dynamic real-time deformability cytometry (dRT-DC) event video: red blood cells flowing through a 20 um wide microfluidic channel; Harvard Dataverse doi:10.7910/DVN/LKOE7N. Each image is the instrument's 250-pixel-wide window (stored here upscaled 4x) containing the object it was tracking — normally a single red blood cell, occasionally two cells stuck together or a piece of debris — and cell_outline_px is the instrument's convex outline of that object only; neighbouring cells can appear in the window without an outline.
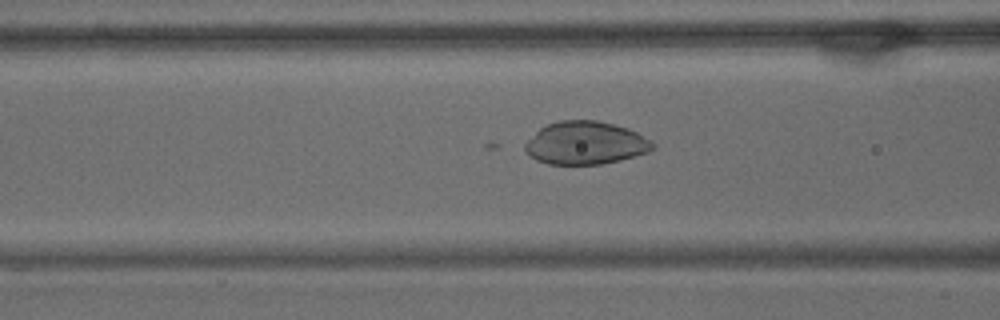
{"species": "common noctule bat (a hibernating species)", "species_latin": "Nyctalus noctula", "temperature_condition": "warm", "stored_images_in_passage": 57, "camera_frame_rate_fps": 3000, "um_per_image_px": 0.085, "animal": {"sex": "male", "body_mass_g": 15.6}, "frame": {"image": 1, "passage_image": 22, "time_ms": 7.0, "image_size_px": [1000, 320], "cell_outline_px": [[656, 148], [648, 152], [620, 160], [600, 164], [548, 164], [536, 160], [524, 148], [524, 144], [540, 128], [548, 124], [560, 120], [596, 120], [628, 128], [652, 140], [656, 144]], "centroid_in_image_um": [49.8, 12.15], "position_along_channel_um": 116.8, "area_um2": 31.85}}
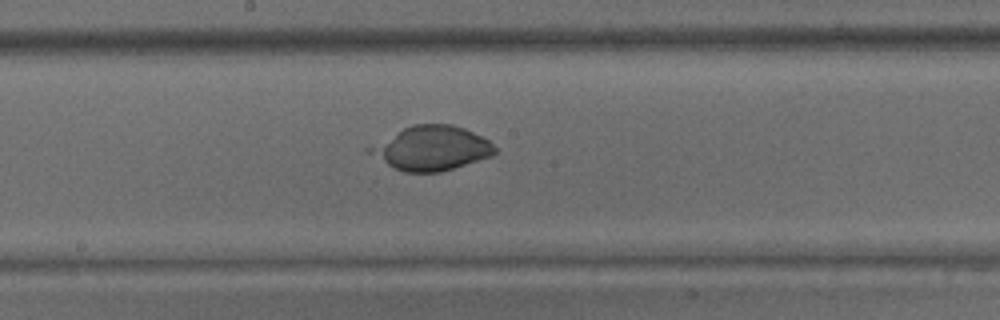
{"frame": {"image": 2, "passage_image": 30, "time_ms": 9.667, "image_size_px": [1000, 320], "cell_outline_px": [[496, 152], [492, 156], [440, 172], [404, 172], [364, 152], [364, 148], [412, 124], [452, 124], [464, 128], [488, 140], [496, 148]], "centroid_in_image_um": [36.63, 12.59], "position_along_channel_um": 211.6, "area_um2": 32.14}}
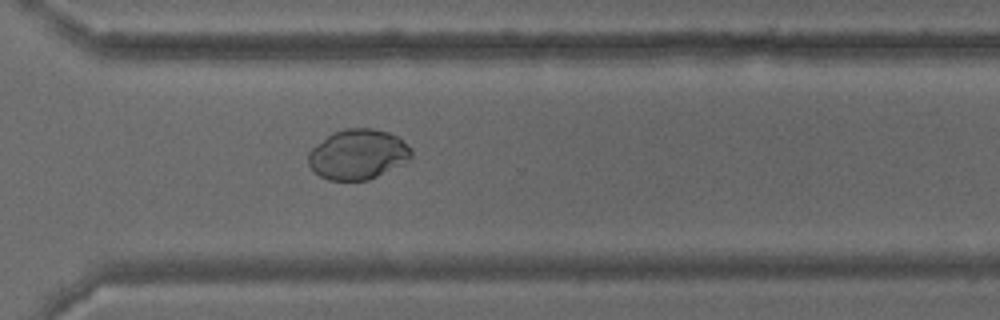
{"frame": {"image": 3, "passage_image": 41, "time_ms": 13.333, "image_size_px": [1000, 320], "cell_outline_px": [[412, 156], [408, 160], [368, 180], [328, 180], [320, 176], [308, 164], [308, 152], [312, 148], [332, 132], [344, 128], [372, 128], [388, 132], [400, 136], [412, 148]], "centroid_in_image_um": [30.43, 13.09], "position_along_channel_um": 340.2, "area_um2": 30.06}}